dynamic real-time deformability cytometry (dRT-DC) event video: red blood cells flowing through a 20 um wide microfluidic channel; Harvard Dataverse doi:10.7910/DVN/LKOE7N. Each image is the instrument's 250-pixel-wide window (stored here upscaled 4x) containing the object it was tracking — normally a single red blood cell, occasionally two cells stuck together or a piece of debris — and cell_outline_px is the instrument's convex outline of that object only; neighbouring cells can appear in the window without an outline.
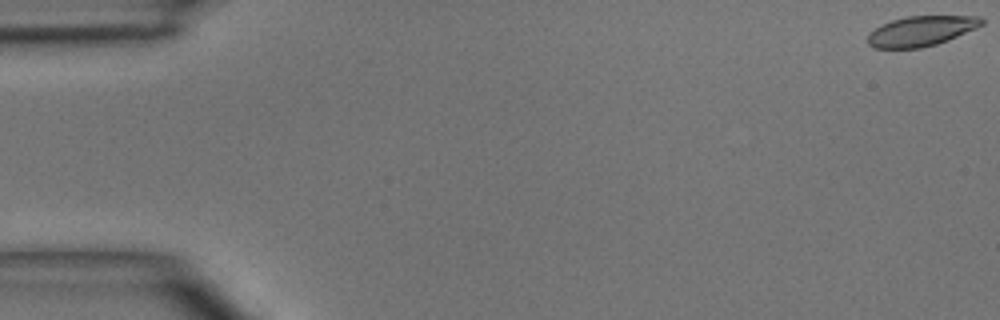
{"species": "common noctule bat (a hibernating species)", "species_latin": "Nyctalus noctula", "temperature_condition": "room temperature", "stored_images_in_passage": 7, "camera_frame_rate_fps": 3000, "um_per_image_px": 0.085, "animal": {"sex": "male", "body_mass_g": 15.6}, "frame": {"image": 1, "passage_image": 1, "time_ms": 0.0, "image_size_px": [1000, 320], "cell_outline_px": [[984, 24], [976, 28], [948, 40], [936, 44], [920, 48], [872, 48], [868, 44], [868, 36], [876, 28], [892, 20], [908, 16], [980, 16], [984, 20]], "centroid_in_image_um": [78.33, 2.64], "position_along_channel_um": 6.7, "area_um2": 19.77}}
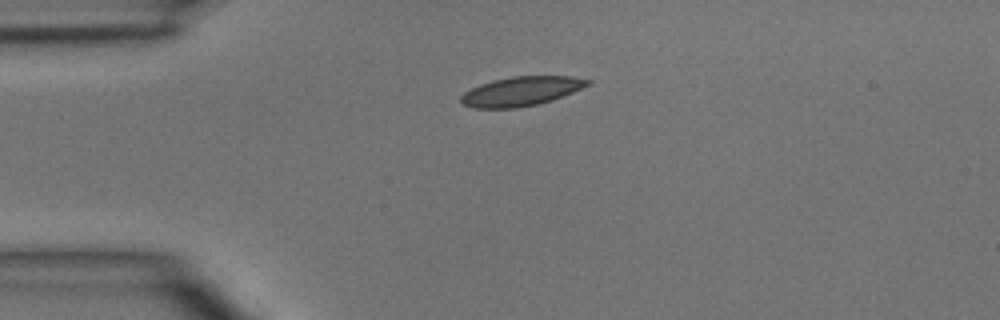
{"frame": {"image": 2, "passage_image": 4, "time_ms": 3.667, "image_size_px": [1000, 320], "cell_outline_px": [[592, 84], [552, 100], [536, 104], [516, 108], [472, 108], [464, 104], [460, 100], [460, 96], [464, 92], [480, 84], [492, 80], [512, 76], [572, 76], [592, 80]], "centroid_in_image_um": [44.31, 7.75], "position_along_channel_um": 40.7, "area_um2": 21.62}}